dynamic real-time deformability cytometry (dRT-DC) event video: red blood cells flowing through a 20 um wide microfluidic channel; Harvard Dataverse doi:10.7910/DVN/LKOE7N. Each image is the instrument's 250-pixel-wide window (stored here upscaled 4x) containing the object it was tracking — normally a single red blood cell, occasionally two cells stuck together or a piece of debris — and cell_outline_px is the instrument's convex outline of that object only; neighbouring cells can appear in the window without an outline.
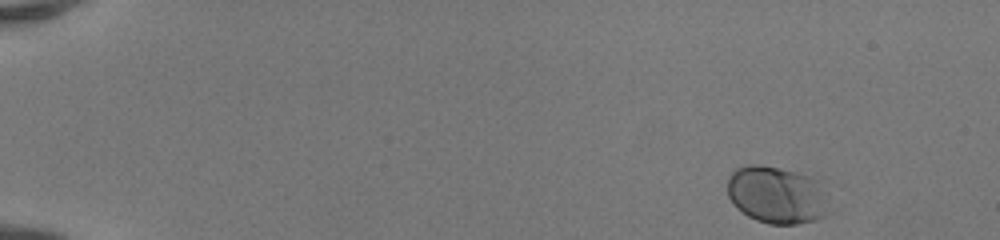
{"species": "human", "species_latin": "Homo sapiens", "temperature_condition": "room temperature", "stored_images_in_passage": 47, "camera_frame_rate_fps": 3000, "um_per_image_px": 0.085, "donor": {"sex": "female"}, "frame": {"image": 1, "passage_image": 1, "time_ms": 0.0, "image_size_px": [1000, 240], "cell_outline_px": [[828, 212], [824, 216], [816, 220], [796, 224], [768, 224], [756, 220], [748, 216], [736, 208], [728, 196], [728, 176], [736, 168], [748, 164], [760, 164], [780, 168], [808, 176], [820, 180]], "centroid_in_image_um": [65.98, 16.57], "position_along_channel_um": 19.0, "area_um2": 33.99}}
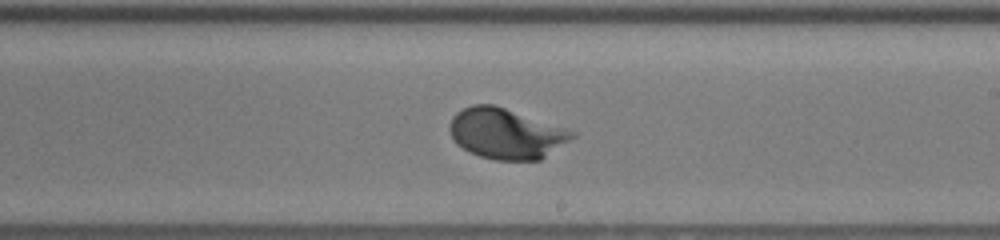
{"frame": {"image": 2, "passage_image": 28, "time_ms": 9.0, "image_size_px": [1000, 240], "cell_outline_px": [[576, 136], [540, 160], [496, 160], [480, 156], [468, 152], [456, 144], [448, 128], [448, 124], [452, 116], [456, 112], [472, 104], [492, 104], [576, 132]], "centroid_in_image_um": [42.96, 11.36], "position_along_channel_um": 246.0, "area_um2": 35.78}}
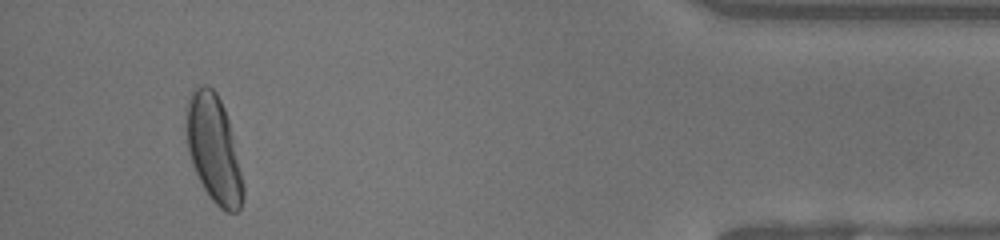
{"frame": {"image": 3, "passage_image": 44, "time_ms": 14.333, "image_size_px": [1000, 240], "cell_outline_px": [[244, 200], [240, 208], [236, 212], [224, 212], [212, 200], [204, 188], [192, 164], [188, 152], [188, 100], [192, 88], [200, 84], [204, 84], [212, 88], [216, 92], [224, 108], [228, 120], [244, 184]], "centroid_in_image_um": [18.19, 12.69], "position_along_channel_um": 417.0, "area_um2": 34.91}, "authors_computed_cell_mechanics": {"area_um2": 34.0442, "velocity_mm_per_s": 4.149, "shape_relaxation_time_tau1_ms": 2.4283, "shape_relaxation_time_tau2_ms": null, "deformation_change_tau1": 0.1348, "deformation_change_tau2": null}}